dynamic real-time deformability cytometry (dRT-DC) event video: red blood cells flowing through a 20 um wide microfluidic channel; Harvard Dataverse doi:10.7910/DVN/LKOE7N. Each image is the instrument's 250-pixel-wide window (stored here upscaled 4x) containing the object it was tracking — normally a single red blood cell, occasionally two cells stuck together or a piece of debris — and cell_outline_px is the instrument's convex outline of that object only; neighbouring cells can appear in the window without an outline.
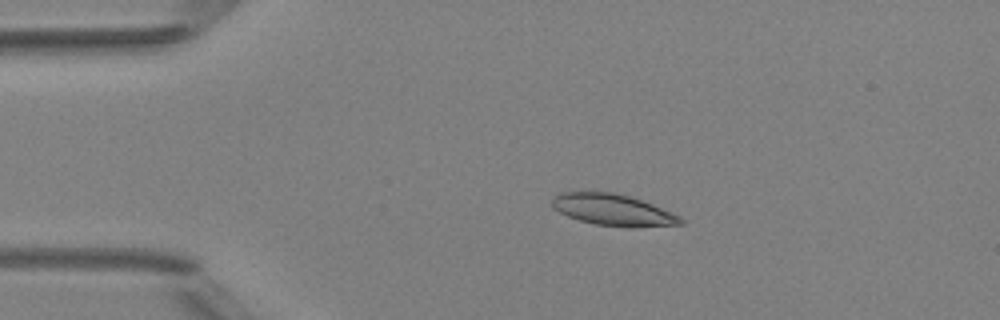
{"species": "Egyptian fruit bat (a non-hibernating species)", "species_latin": "Rousettus aegyptiacus", "temperature_condition": "room temperature", "stored_images_in_passage": 2, "camera_frame_rate_fps": 3000, "um_per_image_px": 0.085, "animal": {"sex": "female"}, "frame": {"image": 1, "passage_image": 1, "time_ms": 0.0, "image_size_px": [1000, 320], "cell_outline_px": [[684, 224], [632, 228], [628, 228], [596, 224], [580, 220], [568, 216], [552, 208], [552, 200], [560, 192], [612, 192], [628, 196], [652, 204], [672, 212], [680, 216], [684, 220]], "centroid_in_image_um": [52.14, 17.86], "position_along_channel_um": 32.9, "area_um2": 23.52}}